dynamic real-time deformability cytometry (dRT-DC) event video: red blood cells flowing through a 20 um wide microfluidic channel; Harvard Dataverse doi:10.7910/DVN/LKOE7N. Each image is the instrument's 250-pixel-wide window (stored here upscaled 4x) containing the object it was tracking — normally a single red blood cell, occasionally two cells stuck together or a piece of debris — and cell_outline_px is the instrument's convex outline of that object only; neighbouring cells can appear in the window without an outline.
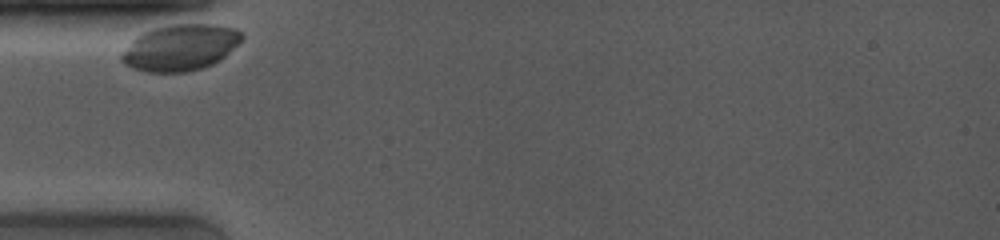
{"species": "common noctule bat (a hibernating species)", "species_latin": "Nyctalus noctula", "temperature_condition": "room temperature", "stored_images_in_passage": 5, "camera_frame_rate_fps": 4000, "um_per_image_px": 0.085, "animal": {"sex": "female", "body_mass_g": 19.0, "forearm_length_mm": 53.3}, "frame": {"image": 1, "passage_image": 1, "time_ms": 0.0, "image_size_px": [1000, 240], "cell_outline_px": [[244, 36], [220, 60], [212, 64], [188, 72], [148, 72], [132, 68], [124, 64], [120, 60], [120, 56], [132, 40], [136, 36], [152, 28], [172, 24], [216, 24], [236, 28]], "centroid_in_image_um": [15.3, 4.03], "position_along_channel_um": 69.7, "area_um2": 32.25}}